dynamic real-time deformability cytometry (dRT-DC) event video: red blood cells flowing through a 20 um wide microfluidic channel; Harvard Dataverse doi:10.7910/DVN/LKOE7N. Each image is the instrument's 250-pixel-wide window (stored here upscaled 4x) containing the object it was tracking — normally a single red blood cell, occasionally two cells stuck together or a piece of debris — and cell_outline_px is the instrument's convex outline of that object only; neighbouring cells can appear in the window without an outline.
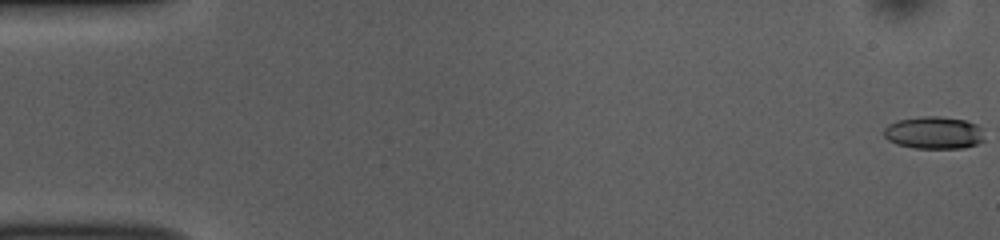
{"species": "common noctule bat (a hibernating species)", "species_latin": "Nyctalus noctula", "temperature_condition": "room temperature", "stored_images_in_passage": 53, "camera_frame_rate_fps": 3000, "um_per_image_px": 0.085, "animal": {"sex": "female", "body_mass_g": 10.0, "forearm_length_mm": 53.1}, "frame": {"image": 1, "passage_image": 1, "time_ms": 0.0, "image_size_px": [1000, 240], "cell_outline_px": [[984, 140], [976, 144], [964, 148], [912, 148], [896, 144], [888, 140], [884, 136], [884, 128], [888, 124], [896, 120], [920, 116], [940, 116], [964, 120], [976, 124], [980, 128]], "centroid_in_image_um": [79.34, 11.28], "position_along_channel_um": 5.7, "area_um2": 19.07}}
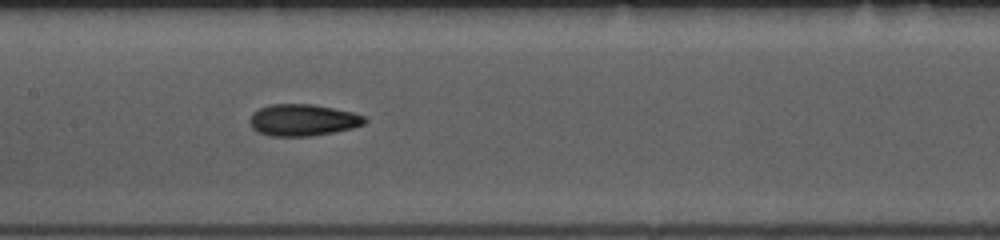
{"frame": {"image": 2, "passage_image": 26, "time_ms": 8.333, "image_size_px": [1000, 240], "cell_outline_px": [[368, 120], [364, 124], [352, 128], [312, 136], [268, 136], [252, 128], [248, 120], [252, 112], [268, 104], [312, 104], [352, 112], [364, 116]], "centroid_in_image_um": [25.71, 10.2], "position_along_channel_um": 181.7, "area_um2": 21.27}}
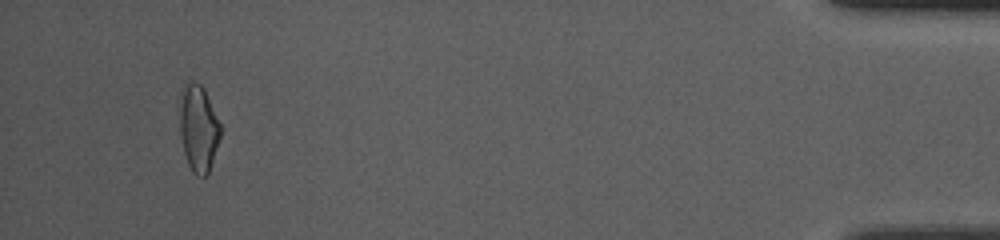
{"frame": {"image": 3, "passage_image": 50, "time_ms": 16.333, "image_size_px": [1000, 240], "cell_outline_px": [[220, 136], [208, 172], [204, 176], [196, 176], [192, 172], [188, 164], [184, 152], [180, 132], [180, 88], [184, 80], [192, 80], [200, 84], [204, 88], [220, 124]], "centroid_in_image_um": [16.83, 10.82], "position_along_channel_um": 418.4, "area_um2": 20.58}, "authors_computed_cell_mechanics": {"area_um2": 20.2878, "velocity_mm_per_s": 3.8611, "shape_relaxation_time_tau1_ms": 5.2481, "shape_relaxation_time_tau2_ms": 3.7448, "deformation_change_tau1": 0.1535, "deformation_change_tau2": 0.1194}}